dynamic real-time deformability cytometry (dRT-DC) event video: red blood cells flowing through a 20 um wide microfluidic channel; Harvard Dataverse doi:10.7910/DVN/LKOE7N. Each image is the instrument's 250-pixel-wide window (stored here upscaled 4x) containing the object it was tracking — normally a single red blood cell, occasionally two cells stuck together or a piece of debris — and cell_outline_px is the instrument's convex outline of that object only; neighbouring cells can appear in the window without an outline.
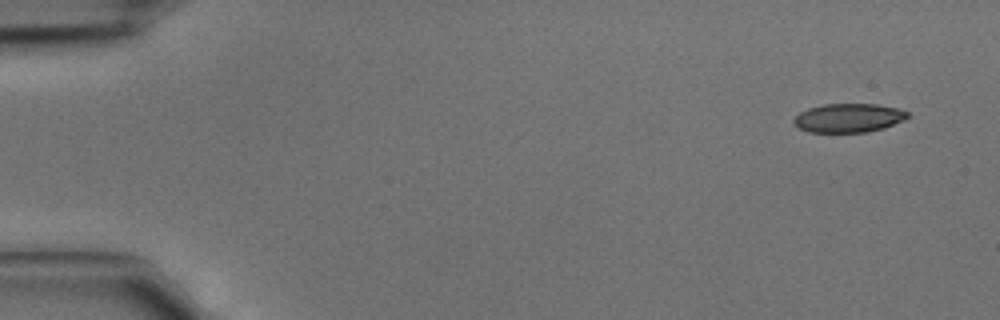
{"species": "common noctule bat (a hibernating species)", "species_latin": "Nyctalus noctula", "temperature_condition": "cold", "stored_images_in_passage": 4, "camera_frame_rate_fps": 3000, "um_per_image_px": 0.085, "animal": {"sex": "male", "body_mass_g": 15.6}, "frame": {"image": 1, "passage_image": 1, "time_ms": 0.0, "image_size_px": [1000, 320], "cell_outline_px": [[912, 116], [904, 120], [884, 128], [868, 132], [808, 132], [800, 128], [792, 120], [800, 112], [808, 108], [824, 104], [876, 104], [900, 108], [908, 112]], "centroid_in_image_um": [72.18, 10.02], "position_along_channel_um": 12.8, "area_um2": 19.25}}
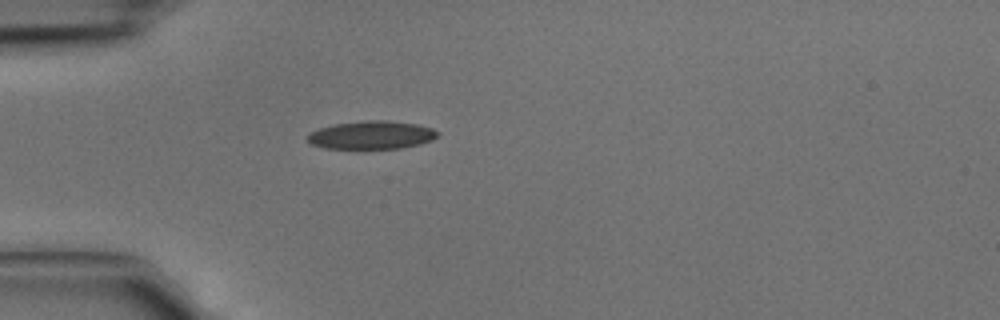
{"frame": {"image": 2, "passage_image": 4, "time_ms": 1.0, "image_size_px": [1000, 320], "cell_outline_px": [[440, 136], [432, 140], [420, 144], [400, 148], [324, 148], [312, 144], [308, 140], [308, 132], [332, 124], [368, 120], [388, 120], [416, 124], [432, 128], [440, 132]], "centroid_in_image_um": [31.61, 11.47], "position_along_channel_um": 53.4, "area_um2": 21.39}}